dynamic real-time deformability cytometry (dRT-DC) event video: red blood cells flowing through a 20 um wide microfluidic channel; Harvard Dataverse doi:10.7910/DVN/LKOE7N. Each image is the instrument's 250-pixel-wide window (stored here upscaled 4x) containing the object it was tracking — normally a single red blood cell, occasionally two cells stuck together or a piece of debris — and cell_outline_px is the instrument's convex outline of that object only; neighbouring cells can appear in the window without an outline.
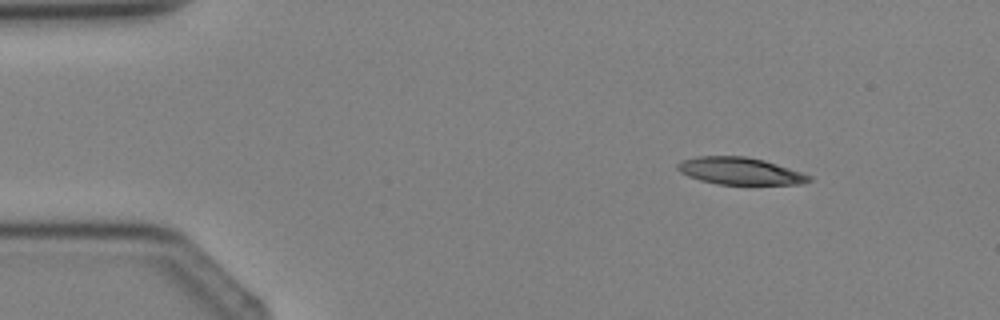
{"species": "Egyptian fruit bat (a non-hibernating species)", "species_latin": "Rousettus aegyptiacus", "temperature_condition": "cold", "stored_images_in_passage": 4, "camera_frame_rate_fps": 3000, "um_per_image_px": 0.085, "animal": {"sex": "female"}, "frame": {"image": 1, "passage_image": 1, "time_ms": 0.0, "image_size_px": [1000, 320], "cell_outline_px": [[812, 180], [804, 184], [720, 184], [700, 180], [688, 176], [680, 172], [676, 168], [676, 164], [684, 160], [696, 156], [744, 156], [764, 160], [812, 176]], "centroid_in_image_um": [62.89, 14.53], "position_along_channel_um": 22.1, "area_um2": 20.63}}
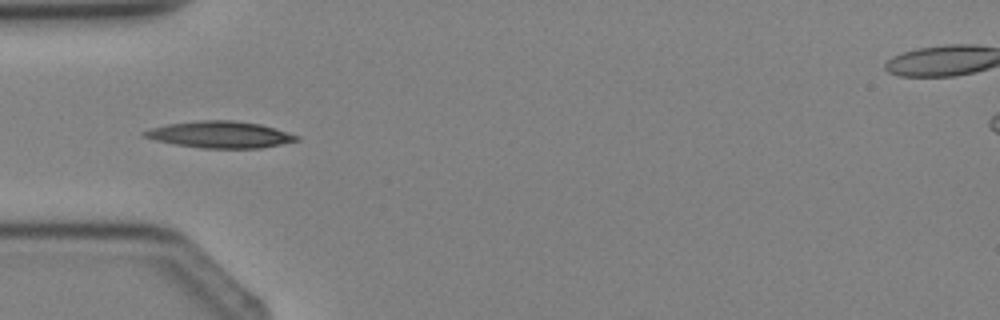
{"frame": {"image": 2, "passage_image": 3, "time_ms": 2.333, "image_size_px": [1000, 320], "cell_outline_px": [[300, 140], [260, 148], [200, 148], [176, 144], [156, 140], [144, 136], [140, 132], [152, 128], [168, 124], [200, 120], [232, 120], [260, 124], [300, 136]], "centroid_in_image_um": [18.72, 11.44], "position_along_channel_um": 66.3, "area_um2": 23.41}}
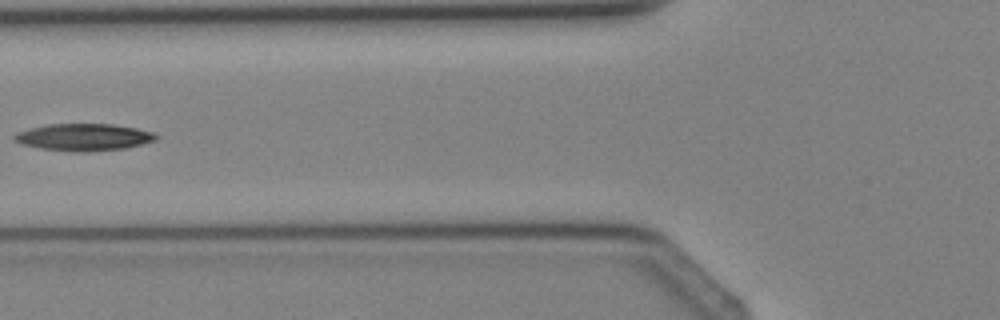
{"frame": {"image": 3, "passage_image": 4, "time_ms": 3.333, "image_size_px": [1000, 320], "cell_outline_px": [[160, 136], [156, 140], [124, 148], [40, 148], [24, 144], [12, 140], [12, 136], [28, 128], [44, 124], [112, 124], [136, 128], [152, 132]], "centroid_in_image_um": [7.11, 11.58], "position_along_channel_um": 118.7, "area_um2": 20.92}}